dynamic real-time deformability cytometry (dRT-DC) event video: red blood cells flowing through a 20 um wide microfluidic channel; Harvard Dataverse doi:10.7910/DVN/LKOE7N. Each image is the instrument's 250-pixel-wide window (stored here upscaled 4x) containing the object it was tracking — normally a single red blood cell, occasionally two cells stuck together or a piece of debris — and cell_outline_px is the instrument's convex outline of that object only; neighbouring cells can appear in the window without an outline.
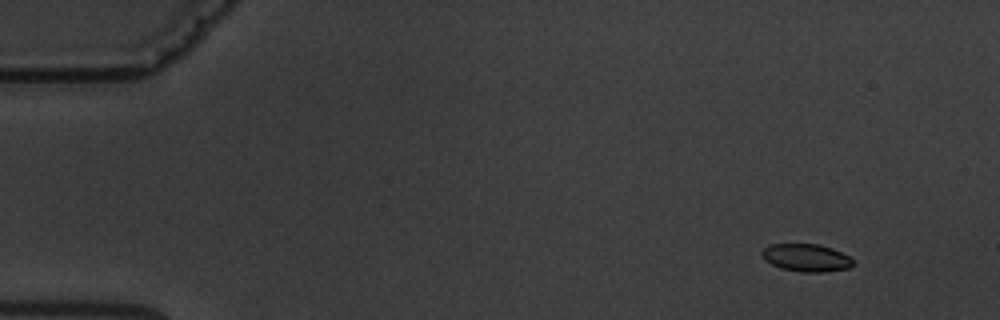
{"species": "common noctule bat (a hibernating species)", "species_latin": "Nyctalus noctula", "temperature_condition": "warm", "stored_images_in_passage": 5, "camera_frame_rate_fps": 3000, "um_per_image_px": 0.085, "animal": {"sex": "male", "body_mass_g": 19.5, "forearm_length_mm": 54.6}, "frame": {"image": 1, "passage_image": 2, "time_ms": 1.333, "image_size_px": [1000, 320], "cell_outline_px": [[852, 264], [848, 268], [820, 272], [800, 272], [780, 268], [764, 260], [760, 252], [768, 244], [816, 244], [832, 248], [848, 256], [852, 260]], "centroid_in_image_um": [68.47, 21.9], "position_along_channel_um": 16.5, "area_um2": 14.57}}